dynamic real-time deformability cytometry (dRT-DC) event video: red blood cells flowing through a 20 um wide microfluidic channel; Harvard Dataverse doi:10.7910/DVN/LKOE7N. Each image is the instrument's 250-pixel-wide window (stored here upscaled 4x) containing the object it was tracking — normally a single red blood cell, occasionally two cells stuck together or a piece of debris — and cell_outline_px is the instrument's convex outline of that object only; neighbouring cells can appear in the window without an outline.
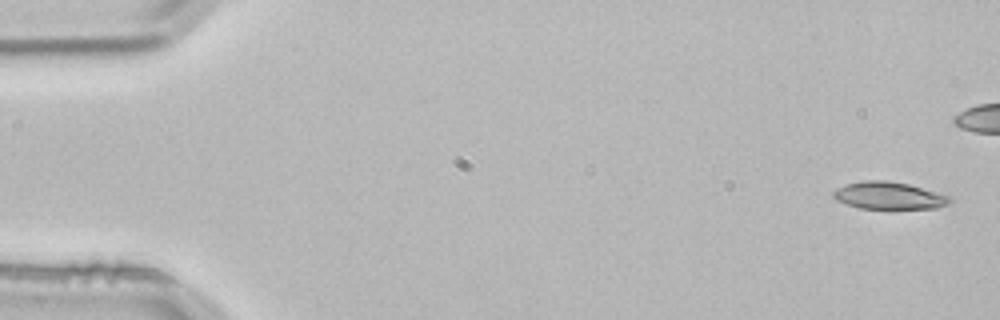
{"species": "common noctule bat (a hibernating species)", "species_latin": "Nyctalus noctula", "temperature_condition": "room temperature", "stored_images_in_passage": 4, "camera_frame_rate_fps": 3000, "um_per_image_px": 0.085, "animal": {"sex": "male", "body_mass_g": 21.5, "forearm_length_mm": 52.0}, "frame": {"image": 1, "passage_image": 1, "time_ms": 0.0, "image_size_px": [1000, 320], "cell_outline_px": [[952, 200], [948, 204], [936, 208], [860, 208], [836, 200], [832, 196], [832, 192], [836, 188], [844, 184], [864, 180], [884, 180], [908, 184], [948, 196]], "centroid_in_image_um": [75.49, 16.61], "position_along_channel_um": 9.5, "area_um2": 18.26}}